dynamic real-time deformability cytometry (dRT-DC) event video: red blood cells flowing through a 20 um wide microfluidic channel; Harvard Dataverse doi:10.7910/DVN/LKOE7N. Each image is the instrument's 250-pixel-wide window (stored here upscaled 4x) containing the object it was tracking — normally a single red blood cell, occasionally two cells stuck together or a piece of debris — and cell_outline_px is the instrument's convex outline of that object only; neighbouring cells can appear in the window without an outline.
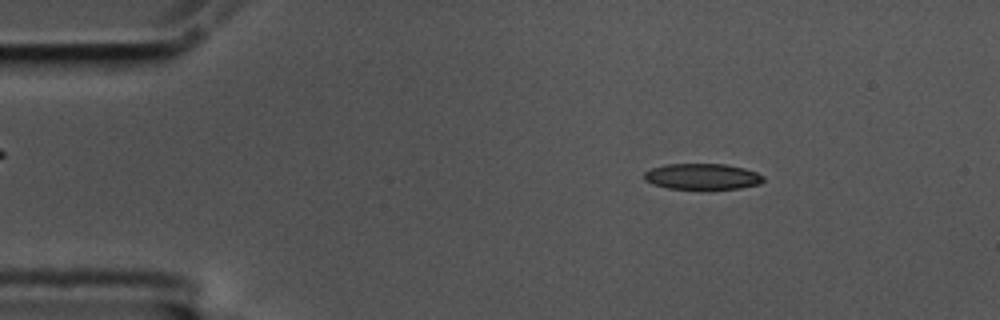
{"species": "common noctule bat (a hibernating species)", "species_latin": "Nyctalus noctula", "temperature_condition": "cold", "stored_images_in_passage": 57, "camera_frame_rate_fps": 3000, "um_per_image_px": 0.085, "animal": {"sex": "male", "body_mass_g": 17.5, "forearm_length_mm": 52.3}, "frame": {"image": 1, "passage_image": 8, "time_ms": 2.333, "image_size_px": [1000, 320], "cell_outline_px": [[764, 180], [760, 184], [740, 188], [708, 192], [704, 192], [668, 188], [652, 184], [644, 180], [644, 172], [652, 168], [664, 164], [724, 164], [744, 168], [756, 172], [764, 176]], "centroid_in_image_um": [59.7, 15.06], "position_along_channel_um": 25.3, "area_um2": 18.96}}
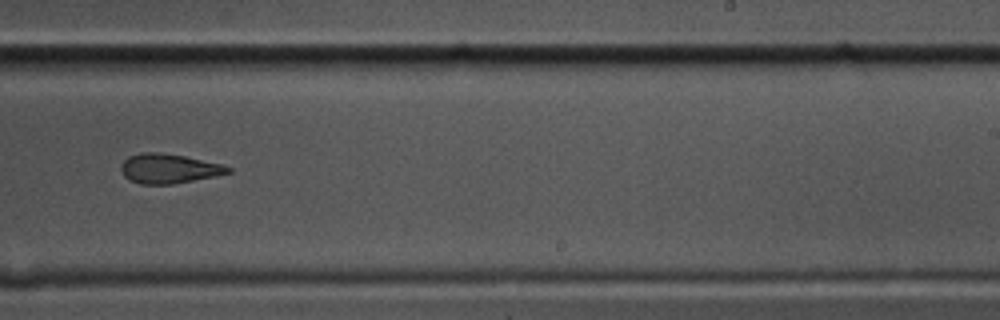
{"frame": {"image": 2, "passage_image": 35, "time_ms": 11.333, "image_size_px": [1000, 320], "cell_outline_px": [[232, 172], [216, 176], [172, 184], [140, 184], [128, 180], [124, 176], [120, 168], [120, 164], [128, 156], [140, 152], [160, 152], [184, 156], [220, 164], [232, 168]], "centroid_in_image_um": [14.3, 14.33], "position_along_channel_um": 274.7, "area_um2": 18.5}}
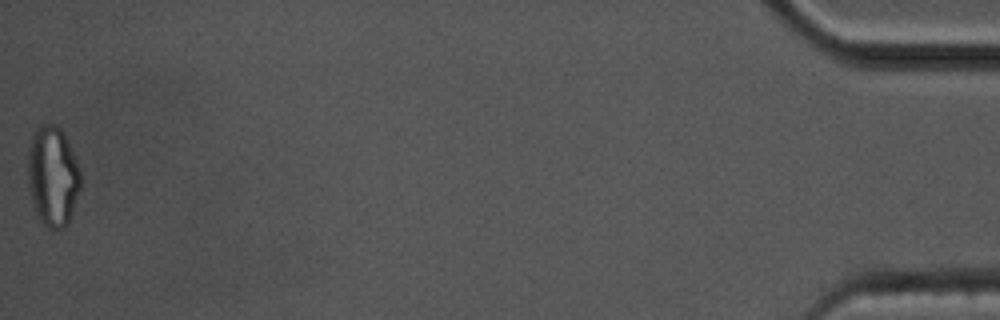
{"frame": {"image": 3, "passage_image": 57, "time_ms": 18.667, "image_size_px": [1000, 320], "cell_outline_px": [[80, 188], [68, 224], [64, 228], [48, 228], [36, 216], [32, 204], [28, 184], [28, 148], [32, 136], [36, 128], [40, 124], [56, 124], [60, 128], [76, 160], [80, 172]], "centroid_in_image_um": [4.45, 14.99], "position_along_channel_um": 430.7, "area_um2": 30.69}, "authors_computed_cell_mechanics": {"area_um2": 18.9584, "velocity_mm_per_s": 3.4817, "shape_relaxation_time_tau1_ms": null, "shape_relaxation_time_tau2_ms": 5.3734, "deformation_change_tau1": null, "deformation_change_tau2": 0.1399}}